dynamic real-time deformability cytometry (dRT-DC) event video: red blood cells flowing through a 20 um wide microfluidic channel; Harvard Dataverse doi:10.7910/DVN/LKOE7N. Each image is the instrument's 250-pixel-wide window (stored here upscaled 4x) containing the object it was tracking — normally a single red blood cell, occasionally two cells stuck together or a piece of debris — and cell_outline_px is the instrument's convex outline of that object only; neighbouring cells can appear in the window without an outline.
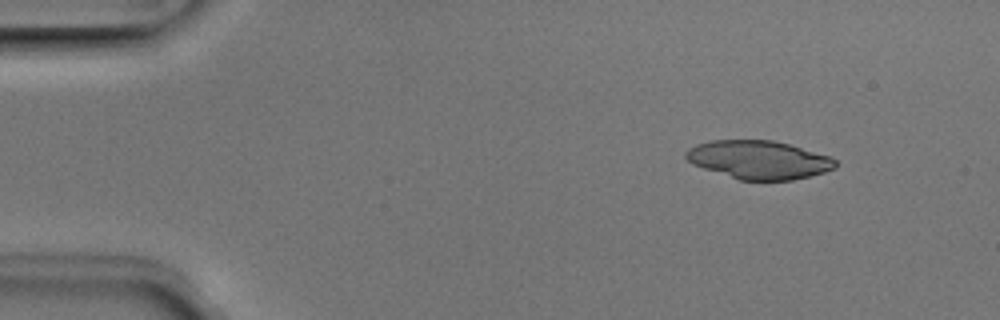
{"species": "Egyptian fruit bat (a non-hibernating species)", "species_latin": "Rousettus aegyptiacus", "temperature_condition": "room temperature", "stored_images_in_passage": 3, "camera_frame_rate_fps": 3000, "um_per_image_px": 0.085, "animal": {"sex": "male"}, "frame": {"image": 1, "passage_image": 1, "time_ms": 0.0, "image_size_px": [1000, 320], "cell_outline_px": [[836, 168], [824, 172], [792, 180], [740, 180], [692, 164], [684, 156], [684, 152], [688, 148], [696, 144], [712, 140], [772, 140], [788, 144], [832, 156], [836, 160]], "centroid_in_image_um": [64.5, 13.57], "position_along_channel_um": 20.5, "area_um2": 33.41}}